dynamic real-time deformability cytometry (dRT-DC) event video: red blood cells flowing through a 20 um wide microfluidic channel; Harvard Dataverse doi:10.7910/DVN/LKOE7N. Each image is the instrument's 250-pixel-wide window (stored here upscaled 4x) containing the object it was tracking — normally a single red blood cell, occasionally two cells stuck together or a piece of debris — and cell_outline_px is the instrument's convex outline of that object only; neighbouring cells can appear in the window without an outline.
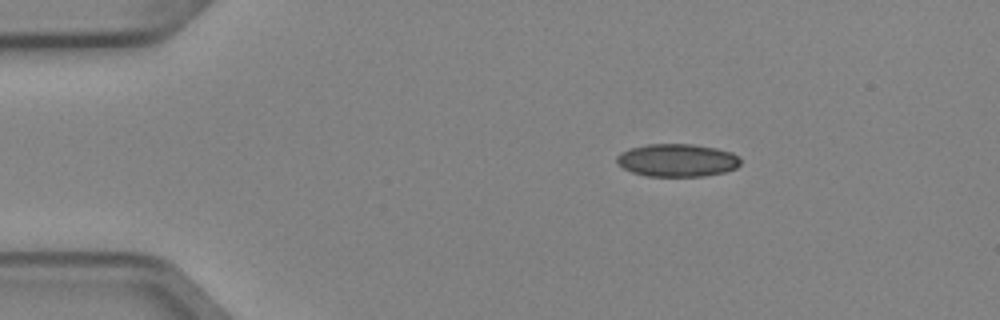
{"species": "Egyptian fruit bat (a non-hibernating species)", "species_latin": "Rousettus aegyptiacus", "temperature_condition": "cold", "stored_images_in_passage": 6, "camera_frame_rate_fps": 3000, "um_per_image_px": 0.085, "animal": {"sex": "female"}, "frame": {"image": 1, "passage_image": 2, "time_ms": 0.333, "image_size_px": [1000, 320], "cell_outline_px": [[740, 164], [736, 168], [724, 172], [704, 176], [648, 176], [632, 172], [616, 164], [616, 156], [620, 152], [628, 148], [648, 144], [692, 144], [716, 148], [732, 152], [740, 160]], "centroid_in_image_um": [57.52, 13.62], "position_along_channel_um": 27.5, "area_um2": 23.76}}
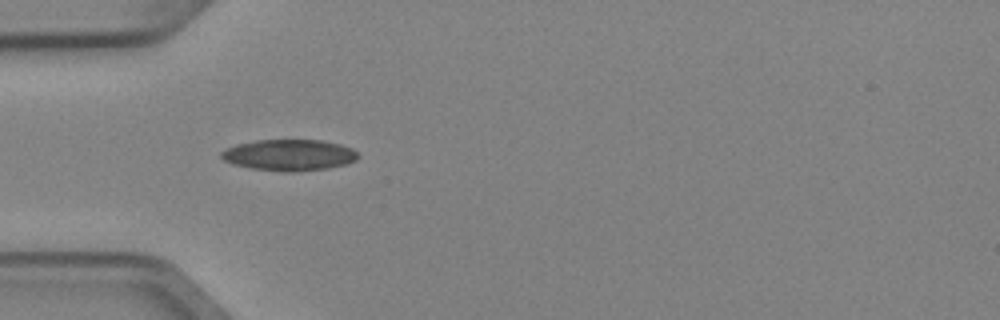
{"frame": {"image": 2, "passage_image": 4, "time_ms": 1.0, "image_size_px": [1000, 320], "cell_outline_px": [[360, 156], [356, 160], [344, 164], [328, 168], [292, 172], [284, 172], [252, 168], [232, 164], [224, 160], [220, 156], [220, 152], [236, 144], [256, 140], [320, 140], [340, 144], [352, 148]], "centroid_in_image_um": [24.57, 13.18], "position_along_channel_um": 60.4, "area_um2": 24.85}}
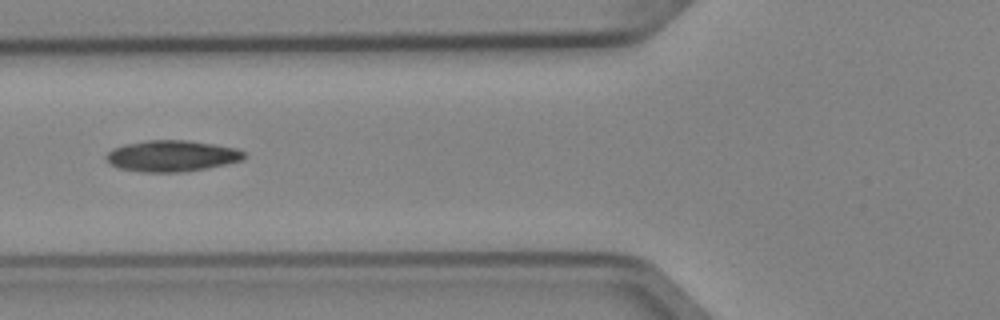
{"frame": {"image": 3, "passage_image": 5, "time_ms": 1.333, "image_size_px": [1000, 320], "cell_outline_px": [[244, 160], [184, 172], [140, 172], [120, 168], [112, 164], [104, 156], [112, 148], [124, 144], [148, 140], [188, 140], [236, 148], [244, 152]], "centroid_in_image_um": [14.58, 13.25], "position_along_channel_um": 111.2, "area_um2": 24.91}}